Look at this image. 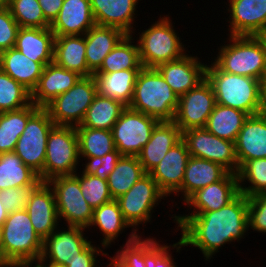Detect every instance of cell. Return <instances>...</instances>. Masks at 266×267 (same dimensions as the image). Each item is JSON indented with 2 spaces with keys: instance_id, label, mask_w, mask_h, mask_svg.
<instances>
[{
  "instance_id": "cell-51",
  "label": "cell",
  "mask_w": 266,
  "mask_h": 267,
  "mask_svg": "<svg viewBox=\"0 0 266 267\" xmlns=\"http://www.w3.org/2000/svg\"><path fill=\"white\" fill-rule=\"evenodd\" d=\"M45 19L52 24L61 10L64 0H38Z\"/></svg>"
},
{
  "instance_id": "cell-32",
  "label": "cell",
  "mask_w": 266,
  "mask_h": 267,
  "mask_svg": "<svg viewBox=\"0 0 266 267\" xmlns=\"http://www.w3.org/2000/svg\"><path fill=\"white\" fill-rule=\"evenodd\" d=\"M93 226L98 227L97 229L103 234L104 238L101 241L103 249L108 248L112 242L114 243L123 230L131 227L125 221L116 199L93 209V217L88 229Z\"/></svg>"
},
{
  "instance_id": "cell-22",
  "label": "cell",
  "mask_w": 266,
  "mask_h": 267,
  "mask_svg": "<svg viewBox=\"0 0 266 267\" xmlns=\"http://www.w3.org/2000/svg\"><path fill=\"white\" fill-rule=\"evenodd\" d=\"M239 169L248 161L266 158V115H249L235 141Z\"/></svg>"
},
{
  "instance_id": "cell-27",
  "label": "cell",
  "mask_w": 266,
  "mask_h": 267,
  "mask_svg": "<svg viewBox=\"0 0 266 267\" xmlns=\"http://www.w3.org/2000/svg\"><path fill=\"white\" fill-rule=\"evenodd\" d=\"M126 35L120 29L97 24L85 33L86 62L93 74L100 68L104 58Z\"/></svg>"
},
{
  "instance_id": "cell-33",
  "label": "cell",
  "mask_w": 266,
  "mask_h": 267,
  "mask_svg": "<svg viewBox=\"0 0 266 267\" xmlns=\"http://www.w3.org/2000/svg\"><path fill=\"white\" fill-rule=\"evenodd\" d=\"M138 234L132 229L126 244L112 257L121 267H149L151 255L161 246L156 237L143 238Z\"/></svg>"
},
{
  "instance_id": "cell-57",
  "label": "cell",
  "mask_w": 266,
  "mask_h": 267,
  "mask_svg": "<svg viewBox=\"0 0 266 267\" xmlns=\"http://www.w3.org/2000/svg\"><path fill=\"white\" fill-rule=\"evenodd\" d=\"M12 0H0V7H7Z\"/></svg>"
},
{
  "instance_id": "cell-49",
  "label": "cell",
  "mask_w": 266,
  "mask_h": 267,
  "mask_svg": "<svg viewBox=\"0 0 266 267\" xmlns=\"http://www.w3.org/2000/svg\"><path fill=\"white\" fill-rule=\"evenodd\" d=\"M184 246V243L179 240L173 245H161L152 255L149 262V267H177L174 262L170 248H176V252L180 253L181 248ZM170 252V253H169Z\"/></svg>"
},
{
  "instance_id": "cell-46",
  "label": "cell",
  "mask_w": 266,
  "mask_h": 267,
  "mask_svg": "<svg viewBox=\"0 0 266 267\" xmlns=\"http://www.w3.org/2000/svg\"><path fill=\"white\" fill-rule=\"evenodd\" d=\"M121 156V153L115 149L102 157H84V160H87L81 173L94 174L101 179H107V176L115 169Z\"/></svg>"
},
{
  "instance_id": "cell-52",
  "label": "cell",
  "mask_w": 266,
  "mask_h": 267,
  "mask_svg": "<svg viewBox=\"0 0 266 267\" xmlns=\"http://www.w3.org/2000/svg\"><path fill=\"white\" fill-rule=\"evenodd\" d=\"M35 264V265H33ZM11 267H49V263L40 259L18 261L12 263Z\"/></svg>"
},
{
  "instance_id": "cell-18",
  "label": "cell",
  "mask_w": 266,
  "mask_h": 267,
  "mask_svg": "<svg viewBox=\"0 0 266 267\" xmlns=\"http://www.w3.org/2000/svg\"><path fill=\"white\" fill-rule=\"evenodd\" d=\"M206 65L197 56L186 53L180 59L160 64L156 69L171 89L181 96L205 79Z\"/></svg>"
},
{
  "instance_id": "cell-24",
  "label": "cell",
  "mask_w": 266,
  "mask_h": 267,
  "mask_svg": "<svg viewBox=\"0 0 266 267\" xmlns=\"http://www.w3.org/2000/svg\"><path fill=\"white\" fill-rule=\"evenodd\" d=\"M95 24L90 0H64L50 29L55 36L84 35Z\"/></svg>"
},
{
  "instance_id": "cell-26",
  "label": "cell",
  "mask_w": 266,
  "mask_h": 267,
  "mask_svg": "<svg viewBox=\"0 0 266 267\" xmlns=\"http://www.w3.org/2000/svg\"><path fill=\"white\" fill-rule=\"evenodd\" d=\"M55 35L49 28L20 27L15 48L29 59L50 64L54 57Z\"/></svg>"
},
{
  "instance_id": "cell-12",
  "label": "cell",
  "mask_w": 266,
  "mask_h": 267,
  "mask_svg": "<svg viewBox=\"0 0 266 267\" xmlns=\"http://www.w3.org/2000/svg\"><path fill=\"white\" fill-rule=\"evenodd\" d=\"M159 122L127 106L111 130L116 149L122 156H138Z\"/></svg>"
},
{
  "instance_id": "cell-8",
  "label": "cell",
  "mask_w": 266,
  "mask_h": 267,
  "mask_svg": "<svg viewBox=\"0 0 266 267\" xmlns=\"http://www.w3.org/2000/svg\"><path fill=\"white\" fill-rule=\"evenodd\" d=\"M97 92L94 76L81 77L67 92L58 95L44 108L56 126H79Z\"/></svg>"
},
{
  "instance_id": "cell-7",
  "label": "cell",
  "mask_w": 266,
  "mask_h": 267,
  "mask_svg": "<svg viewBox=\"0 0 266 267\" xmlns=\"http://www.w3.org/2000/svg\"><path fill=\"white\" fill-rule=\"evenodd\" d=\"M78 137L73 126H54L49 132L43 166V182L74 175L80 164Z\"/></svg>"
},
{
  "instance_id": "cell-40",
  "label": "cell",
  "mask_w": 266,
  "mask_h": 267,
  "mask_svg": "<svg viewBox=\"0 0 266 267\" xmlns=\"http://www.w3.org/2000/svg\"><path fill=\"white\" fill-rule=\"evenodd\" d=\"M78 137L79 157H102L116 149L112 131L75 127Z\"/></svg>"
},
{
  "instance_id": "cell-1",
  "label": "cell",
  "mask_w": 266,
  "mask_h": 267,
  "mask_svg": "<svg viewBox=\"0 0 266 267\" xmlns=\"http://www.w3.org/2000/svg\"><path fill=\"white\" fill-rule=\"evenodd\" d=\"M173 215L176 229H181L184 247H197L209 262L222 246L244 239L249 231L248 198L242 193L216 211Z\"/></svg>"
},
{
  "instance_id": "cell-2",
  "label": "cell",
  "mask_w": 266,
  "mask_h": 267,
  "mask_svg": "<svg viewBox=\"0 0 266 267\" xmlns=\"http://www.w3.org/2000/svg\"><path fill=\"white\" fill-rule=\"evenodd\" d=\"M228 36L229 43L220 46L213 63L221 71L261 81L266 74V36Z\"/></svg>"
},
{
  "instance_id": "cell-13",
  "label": "cell",
  "mask_w": 266,
  "mask_h": 267,
  "mask_svg": "<svg viewBox=\"0 0 266 267\" xmlns=\"http://www.w3.org/2000/svg\"><path fill=\"white\" fill-rule=\"evenodd\" d=\"M189 154L220 164L230 173H238L239 164L235 142L219 138L206 128H192L182 132Z\"/></svg>"
},
{
  "instance_id": "cell-21",
  "label": "cell",
  "mask_w": 266,
  "mask_h": 267,
  "mask_svg": "<svg viewBox=\"0 0 266 267\" xmlns=\"http://www.w3.org/2000/svg\"><path fill=\"white\" fill-rule=\"evenodd\" d=\"M139 0H90L91 11L97 25L122 30L127 35L134 34L133 25ZM141 1V0H140ZM133 30V31H132Z\"/></svg>"
},
{
  "instance_id": "cell-11",
  "label": "cell",
  "mask_w": 266,
  "mask_h": 267,
  "mask_svg": "<svg viewBox=\"0 0 266 267\" xmlns=\"http://www.w3.org/2000/svg\"><path fill=\"white\" fill-rule=\"evenodd\" d=\"M164 197L167 196L160 190L156 181L149 173H146L129 191L116 200L125 221L137 233L139 224L151 223L153 209L159 205Z\"/></svg>"
},
{
  "instance_id": "cell-39",
  "label": "cell",
  "mask_w": 266,
  "mask_h": 267,
  "mask_svg": "<svg viewBox=\"0 0 266 267\" xmlns=\"http://www.w3.org/2000/svg\"><path fill=\"white\" fill-rule=\"evenodd\" d=\"M134 42L133 34L126 35L104 58L102 65L95 73L142 69L143 66L140 60L139 46L138 43L134 44Z\"/></svg>"
},
{
  "instance_id": "cell-6",
  "label": "cell",
  "mask_w": 266,
  "mask_h": 267,
  "mask_svg": "<svg viewBox=\"0 0 266 267\" xmlns=\"http://www.w3.org/2000/svg\"><path fill=\"white\" fill-rule=\"evenodd\" d=\"M1 235V246L12 263L41 258L43 240L35 232L25 209L8 213Z\"/></svg>"
},
{
  "instance_id": "cell-34",
  "label": "cell",
  "mask_w": 266,
  "mask_h": 267,
  "mask_svg": "<svg viewBox=\"0 0 266 267\" xmlns=\"http://www.w3.org/2000/svg\"><path fill=\"white\" fill-rule=\"evenodd\" d=\"M40 107L31 103L21 109L0 113V154L14 152L28 119Z\"/></svg>"
},
{
  "instance_id": "cell-48",
  "label": "cell",
  "mask_w": 266,
  "mask_h": 267,
  "mask_svg": "<svg viewBox=\"0 0 266 267\" xmlns=\"http://www.w3.org/2000/svg\"><path fill=\"white\" fill-rule=\"evenodd\" d=\"M19 28L8 7H0V53L15 46Z\"/></svg>"
},
{
  "instance_id": "cell-43",
  "label": "cell",
  "mask_w": 266,
  "mask_h": 267,
  "mask_svg": "<svg viewBox=\"0 0 266 267\" xmlns=\"http://www.w3.org/2000/svg\"><path fill=\"white\" fill-rule=\"evenodd\" d=\"M19 27L49 28L38 0H12L7 6Z\"/></svg>"
},
{
  "instance_id": "cell-45",
  "label": "cell",
  "mask_w": 266,
  "mask_h": 267,
  "mask_svg": "<svg viewBox=\"0 0 266 267\" xmlns=\"http://www.w3.org/2000/svg\"><path fill=\"white\" fill-rule=\"evenodd\" d=\"M43 183L40 179L35 185L7 188L0 191V201L8 213L26 208L34 191Z\"/></svg>"
},
{
  "instance_id": "cell-10",
  "label": "cell",
  "mask_w": 266,
  "mask_h": 267,
  "mask_svg": "<svg viewBox=\"0 0 266 267\" xmlns=\"http://www.w3.org/2000/svg\"><path fill=\"white\" fill-rule=\"evenodd\" d=\"M55 126L48 111L40 107L29 119L19 137L15 153L43 181V166L49 132Z\"/></svg>"
},
{
  "instance_id": "cell-4",
  "label": "cell",
  "mask_w": 266,
  "mask_h": 267,
  "mask_svg": "<svg viewBox=\"0 0 266 267\" xmlns=\"http://www.w3.org/2000/svg\"><path fill=\"white\" fill-rule=\"evenodd\" d=\"M205 78L213 88L216 104L242 110L248 115L260 113V80L221 71L213 61L206 65Z\"/></svg>"
},
{
  "instance_id": "cell-55",
  "label": "cell",
  "mask_w": 266,
  "mask_h": 267,
  "mask_svg": "<svg viewBox=\"0 0 266 267\" xmlns=\"http://www.w3.org/2000/svg\"><path fill=\"white\" fill-rule=\"evenodd\" d=\"M8 216V212L6 211L3 203L0 201V227L4 224Z\"/></svg>"
},
{
  "instance_id": "cell-3",
  "label": "cell",
  "mask_w": 266,
  "mask_h": 267,
  "mask_svg": "<svg viewBox=\"0 0 266 267\" xmlns=\"http://www.w3.org/2000/svg\"><path fill=\"white\" fill-rule=\"evenodd\" d=\"M179 96L156 68L143 67L137 74L129 108L159 121H174Z\"/></svg>"
},
{
  "instance_id": "cell-41",
  "label": "cell",
  "mask_w": 266,
  "mask_h": 267,
  "mask_svg": "<svg viewBox=\"0 0 266 267\" xmlns=\"http://www.w3.org/2000/svg\"><path fill=\"white\" fill-rule=\"evenodd\" d=\"M31 104V92L0 69V113Z\"/></svg>"
},
{
  "instance_id": "cell-54",
  "label": "cell",
  "mask_w": 266,
  "mask_h": 267,
  "mask_svg": "<svg viewBox=\"0 0 266 267\" xmlns=\"http://www.w3.org/2000/svg\"><path fill=\"white\" fill-rule=\"evenodd\" d=\"M12 262L7 258L4 253L3 247L0 245V267H11Z\"/></svg>"
},
{
  "instance_id": "cell-16",
  "label": "cell",
  "mask_w": 266,
  "mask_h": 267,
  "mask_svg": "<svg viewBox=\"0 0 266 267\" xmlns=\"http://www.w3.org/2000/svg\"><path fill=\"white\" fill-rule=\"evenodd\" d=\"M229 35L266 36V0H228Z\"/></svg>"
},
{
  "instance_id": "cell-38",
  "label": "cell",
  "mask_w": 266,
  "mask_h": 267,
  "mask_svg": "<svg viewBox=\"0 0 266 267\" xmlns=\"http://www.w3.org/2000/svg\"><path fill=\"white\" fill-rule=\"evenodd\" d=\"M146 174L137 156H121L115 169L107 176L113 199H117Z\"/></svg>"
},
{
  "instance_id": "cell-15",
  "label": "cell",
  "mask_w": 266,
  "mask_h": 267,
  "mask_svg": "<svg viewBox=\"0 0 266 267\" xmlns=\"http://www.w3.org/2000/svg\"><path fill=\"white\" fill-rule=\"evenodd\" d=\"M67 228V229H66ZM57 228L43 241L41 259L48 263L67 266L76 256H79L91 243L83 232L85 228L68 226Z\"/></svg>"
},
{
  "instance_id": "cell-14",
  "label": "cell",
  "mask_w": 266,
  "mask_h": 267,
  "mask_svg": "<svg viewBox=\"0 0 266 267\" xmlns=\"http://www.w3.org/2000/svg\"><path fill=\"white\" fill-rule=\"evenodd\" d=\"M215 105L213 88L205 78L195 88L179 96L173 122L181 132L192 128H205Z\"/></svg>"
},
{
  "instance_id": "cell-56",
  "label": "cell",
  "mask_w": 266,
  "mask_h": 267,
  "mask_svg": "<svg viewBox=\"0 0 266 267\" xmlns=\"http://www.w3.org/2000/svg\"><path fill=\"white\" fill-rule=\"evenodd\" d=\"M108 260H111L110 263L107 264L108 267H121L111 256Z\"/></svg>"
},
{
  "instance_id": "cell-47",
  "label": "cell",
  "mask_w": 266,
  "mask_h": 267,
  "mask_svg": "<svg viewBox=\"0 0 266 267\" xmlns=\"http://www.w3.org/2000/svg\"><path fill=\"white\" fill-rule=\"evenodd\" d=\"M248 198L249 229L266 233V192Z\"/></svg>"
},
{
  "instance_id": "cell-19",
  "label": "cell",
  "mask_w": 266,
  "mask_h": 267,
  "mask_svg": "<svg viewBox=\"0 0 266 267\" xmlns=\"http://www.w3.org/2000/svg\"><path fill=\"white\" fill-rule=\"evenodd\" d=\"M35 232L44 241L61 224L55 196L47 182H43L32 194L25 208Z\"/></svg>"
},
{
  "instance_id": "cell-59",
  "label": "cell",
  "mask_w": 266,
  "mask_h": 267,
  "mask_svg": "<svg viewBox=\"0 0 266 267\" xmlns=\"http://www.w3.org/2000/svg\"><path fill=\"white\" fill-rule=\"evenodd\" d=\"M2 243L1 227H0V245Z\"/></svg>"
},
{
  "instance_id": "cell-20",
  "label": "cell",
  "mask_w": 266,
  "mask_h": 267,
  "mask_svg": "<svg viewBox=\"0 0 266 267\" xmlns=\"http://www.w3.org/2000/svg\"><path fill=\"white\" fill-rule=\"evenodd\" d=\"M238 194V175L228 172L221 180L196 191L184 204L190 206V210L193 208V212L216 211L226 206Z\"/></svg>"
},
{
  "instance_id": "cell-53",
  "label": "cell",
  "mask_w": 266,
  "mask_h": 267,
  "mask_svg": "<svg viewBox=\"0 0 266 267\" xmlns=\"http://www.w3.org/2000/svg\"><path fill=\"white\" fill-rule=\"evenodd\" d=\"M261 107H260V113L266 115V74L263 76L261 80Z\"/></svg>"
},
{
  "instance_id": "cell-35",
  "label": "cell",
  "mask_w": 266,
  "mask_h": 267,
  "mask_svg": "<svg viewBox=\"0 0 266 267\" xmlns=\"http://www.w3.org/2000/svg\"><path fill=\"white\" fill-rule=\"evenodd\" d=\"M248 116L242 110L216 104L205 128L219 138L235 142Z\"/></svg>"
},
{
  "instance_id": "cell-42",
  "label": "cell",
  "mask_w": 266,
  "mask_h": 267,
  "mask_svg": "<svg viewBox=\"0 0 266 267\" xmlns=\"http://www.w3.org/2000/svg\"><path fill=\"white\" fill-rule=\"evenodd\" d=\"M239 193L251 197L266 192V158L248 160L238 171ZM250 183L244 186V181Z\"/></svg>"
},
{
  "instance_id": "cell-25",
  "label": "cell",
  "mask_w": 266,
  "mask_h": 267,
  "mask_svg": "<svg viewBox=\"0 0 266 267\" xmlns=\"http://www.w3.org/2000/svg\"><path fill=\"white\" fill-rule=\"evenodd\" d=\"M181 139L182 132L173 121H160L137 156L144 171L149 173Z\"/></svg>"
},
{
  "instance_id": "cell-37",
  "label": "cell",
  "mask_w": 266,
  "mask_h": 267,
  "mask_svg": "<svg viewBox=\"0 0 266 267\" xmlns=\"http://www.w3.org/2000/svg\"><path fill=\"white\" fill-rule=\"evenodd\" d=\"M39 180V175L26 166L15 152L0 154V191L35 185Z\"/></svg>"
},
{
  "instance_id": "cell-31",
  "label": "cell",
  "mask_w": 266,
  "mask_h": 267,
  "mask_svg": "<svg viewBox=\"0 0 266 267\" xmlns=\"http://www.w3.org/2000/svg\"><path fill=\"white\" fill-rule=\"evenodd\" d=\"M141 69H126L111 73H94L97 92L103 97L121 101L129 106L134 94L136 77Z\"/></svg>"
},
{
  "instance_id": "cell-28",
  "label": "cell",
  "mask_w": 266,
  "mask_h": 267,
  "mask_svg": "<svg viewBox=\"0 0 266 267\" xmlns=\"http://www.w3.org/2000/svg\"><path fill=\"white\" fill-rule=\"evenodd\" d=\"M84 35L55 36L53 62L82 77L92 76L86 62Z\"/></svg>"
},
{
  "instance_id": "cell-30",
  "label": "cell",
  "mask_w": 266,
  "mask_h": 267,
  "mask_svg": "<svg viewBox=\"0 0 266 267\" xmlns=\"http://www.w3.org/2000/svg\"><path fill=\"white\" fill-rule=\"evenodd\" d=\"M228 171L220 164L191 156L182 182V199L185 202L196 191L221 180Z\"/></svg>"
},
{
  "instance_id": "cell-44",
  "label": "cell",
  "mask_w": 266,
  "mask_h": 267,
  "mask_svg": "<svg viewBox=\"0 0 266 267\" xmlns=\"http://www.w3.org/2000/svg\"><path fill=\"white\" fill-rule=\"evenodd\" d=\"M79 173L82 195L93 209L113 200L107 179H101L94 174H81V171Z\"/></svg>"
},
{
  "instance_id": "cell-23",
  "label": "cell",
  "mask_w": 266,
  "mask_h": 267,
  "mask_svg": "<svg viewBox=\"0 0 266 267\" xmlns=\"http://www.w3.org/2000/svg\"><path fill=\"white\" fill-rule=\"evenodd\" d=\"M82 76L56 65L47 64L36 87L31 92V103L38 107H45L55 97L67 92Z\"/></svg>"
},
{
  "instance_id": "cell-17",
  "label": "cell",
  "mask_w": 266,
  "mask_h": 267,
  "mask_svg": "<svg viewBox=\"0 0 266 267\" xmlns=\"http://www.w3.org/2000/svg\"><path fill=\"white\" fill-rule=\"evenodd\" d=\"M191 155L183 139L166 153L163 159L149 172L160 190L168 197L182 194L185 169Z\"/></svg>"
},
{
  "instance_id": "cell-50",
  "label": "cell",
  "mask_w": 266,
  "mask_h": 267,
  "mask_svg": "<svg viewBox=\"0 0 266 267\" xmlns=\"http://www.w3.org/2000/svg\"><path fill=\"white\" fill-rule=\"evenodd\" d=\"M108 256L109 254L104 252L99 246L96 247L94 244H90L79 256L68 263L66 267H97L99 261L96 259L97 256ZM98 261V262H97Z\"/></svg>"
},
{
  "instance_id": "cell-58",
  "label": "cell",
  "mask_w": 266,
  "mask_h": 267,
  "mask_svg": "<svg viewBox=\"0 0 266 267\" xmlns=\"http://www.w3.org/2000/svg\"><path fill=\"white\" fill-rule=\"evenodd\" d=\"M49 267H66V266L49 263Z\"/></svg>"
},
{
  "instance_id": "cell-5",
  "label": "cell",
  "mask_w": 266,
  "mask_h": 267,
  "mask_svg": "<svg viewBox=\"0 0 266 267\" xmlns=\"http://www.w3.org/2000/svg\"><path fill=\"white\" fill-rule=\"evenodd\" d=\"M160 18L141 34L139 32V38L135 39L142 66L146 68H156L160 64L180 59L187 53L177 30L173 29L169 15H160Z\"/></svg>"
},
{
  "instance_id": "cell-36",
  "label": "cell",
  "mask_w": 266,
  "mask_h": 267,
  "mask_svg": "<svg viewBox=\"0 0 266 267\" xmlns=\"http://www.w3.org/2000/svg\"><path fill=\"white\" fill-rule=\"evenodd\" d=\"M126 107L121 101L97 94L87 109L82 123L77 127L111 131Z\"/></svg>"
},
{
  "instance_id": "cell-29",
  "label": "cell",
  "mask_w": 266,
  "mask_h": 267,
  "mask_svg": "<svg viewBox=\"0 0 266 267\" xmlns=\"http://www.w3.org/2000/svg\"><path fill=\"white\" fill-rule=\"evenodd\" d=\"M45 63L35 62L15 47L0 53V69L30 92L36 87Z\"/></svg>"
},
{
  "instance_id": "cell-9",
  "label": "cell",
  "mask_w": 266,
  "mask_h": 267,
  "mask_svg": "<svg viewBox=\"0 0 266 267\" xmlns=\"http://www.w3.org/2000/svg\"><path fill=\"white\" fill-rule=\"evenodd\" d=\"M47 183L55 196L59 220L64 219L68 226L87 229L93 217V208L82 195L79 172L51 178Z\"/></svg>"
}]
</instances>
